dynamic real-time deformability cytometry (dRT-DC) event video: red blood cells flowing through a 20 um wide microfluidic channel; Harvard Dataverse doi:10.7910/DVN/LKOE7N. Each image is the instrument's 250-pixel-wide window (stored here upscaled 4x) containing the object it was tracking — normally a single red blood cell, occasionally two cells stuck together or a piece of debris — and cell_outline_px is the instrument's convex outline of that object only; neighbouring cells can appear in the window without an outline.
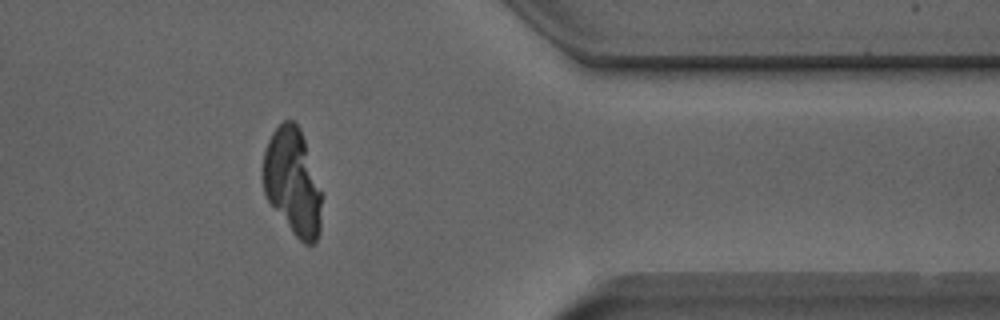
{"species": "Egyptian fruit bat (a non-hibernating species)", "species_latin": "Rousettus aegyptiacus", "temperature_condition": "room temperature", "stored_images_in_passage": 39, "camera_frame_rate_fps": 3000, "um_per_image_px": 0.085, "animal": {"sex": "male"}, "frame": {"image": 1, "passage_image": 29, "time_ms": 9.333, "image_size_px": [1000, 320], "cell_outline_px": [[320, 232], [316, 240], [312, 244], [304, 244], [292, 232], [268, 200], [264, 192], [264, 152], [268, 140], [272, 132], [284, 120], [292, 120], [300, 128], [304, 140], [320, 192]], "centroid_in_image_um": [24.85, 15.46], "position_along_channel_um": 386.5, "area_um2": 35.43}}